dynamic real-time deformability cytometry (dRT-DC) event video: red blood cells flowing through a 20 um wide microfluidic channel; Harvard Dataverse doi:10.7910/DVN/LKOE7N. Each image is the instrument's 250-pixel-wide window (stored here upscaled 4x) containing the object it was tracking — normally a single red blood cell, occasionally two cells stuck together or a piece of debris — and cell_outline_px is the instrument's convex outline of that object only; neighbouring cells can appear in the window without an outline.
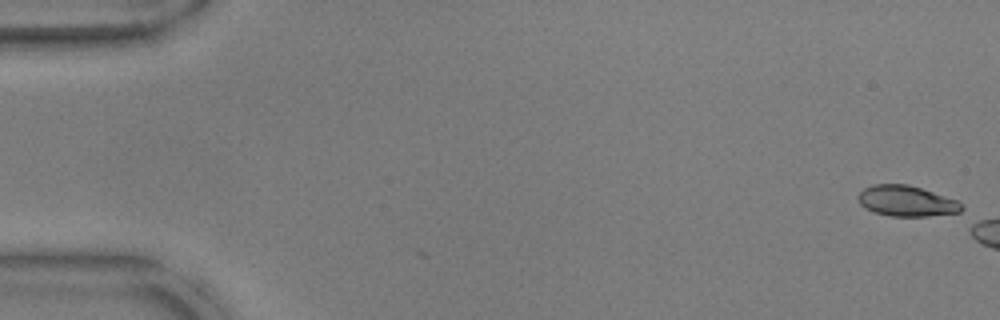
{"species": "common noctule bat (a hibernating species)", "species_latin": "Nyctalus noctula", "temperature_condition": "warm", "stored_images_in_passage": 3, "camera_frame_rate_fps": 3000, "um_per_image_px": 0.085, "animal": {"sex": "male", "body_mass_g": 17.9, "forearm_length_mm": 54.2}, "frame": {"image": 1, "passage_image": 1, "time_ms": 0.0, "image_size_px": [1000, 320], "cell_outline_px": [[964, 216], [892, 216], [872, 212], [864, 208], [860, 204], [860, 192], [864, 188], [876, 184], [908, 184], [960, 200], [964, 204]], "centroid_in_image_um": [77.24, 17.13], "position_along_channel_um": 7.8, "area_um2": 19.25}}